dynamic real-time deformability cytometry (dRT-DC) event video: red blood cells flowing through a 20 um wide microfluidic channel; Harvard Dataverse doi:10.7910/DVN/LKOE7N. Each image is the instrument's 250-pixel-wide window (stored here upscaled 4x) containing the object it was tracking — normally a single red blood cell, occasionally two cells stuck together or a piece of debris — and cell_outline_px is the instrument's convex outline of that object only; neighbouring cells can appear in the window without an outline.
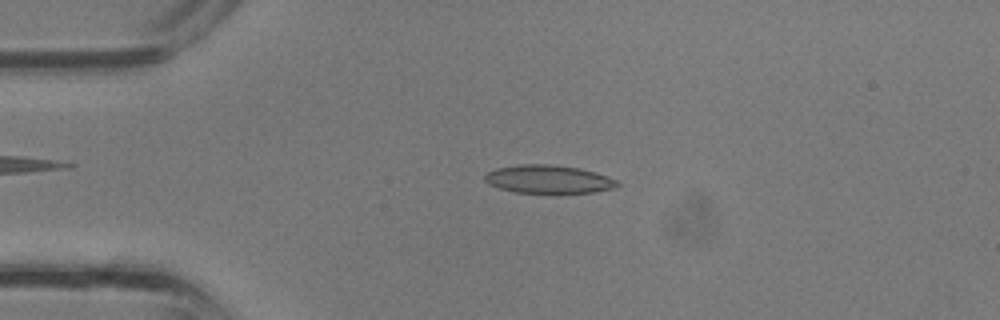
{"species": "common noctule bat (a hibernating species)", "species_latin": "Nyctalus noctula", "temperature_condition": "room temperature", "stored_images_in_passage": 29, "camera_frame_rate_fps": 3000, "um_per_image_px": 0.085, "animal": {"sex": "male", "body_mass_g": 13.3}, "frame": {"image": 1, "passage_image": 2, "time_ms": 0.333, "image_size_px": [1000, 320], "cell_outline_px": [[620, 184], [616, 188], [596, 192], [516, 192], [500, 188], [488, 184], [484, 180], [484, 176], [488, 172], [496, 168], [516, 164], [552, 164], [580, 168], [596, 172], [616, 180]], "centroid_in_image_um": [46.62, 15.22], "position_along_channel_um": 38.4, "area_um2": 21.73}}
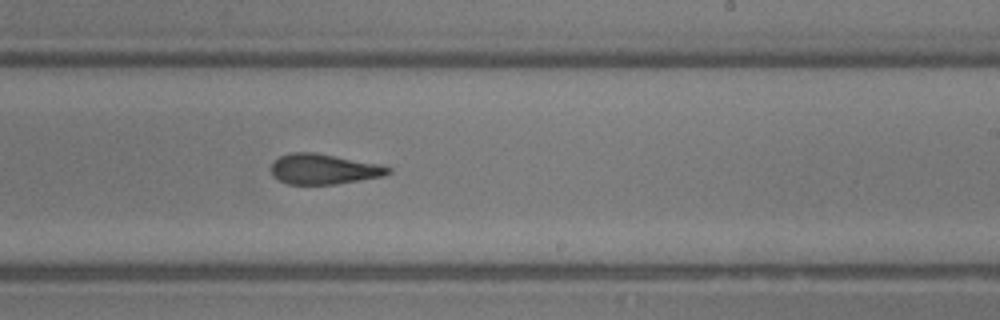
{"frame": {"image": 2, "passage_image": 15, "time_ms": 4.667, "image_size_px": [1000, 320], "cell_outline_px": [[392, 172], [384, 176], [336, 184], [288, 184], [272, 176], [272, 164], [280, 156], [292, 152], [316, 152], [380, 164], [392, 168]], "centroid_in_image_um": [27.55, 14.37], "position_along_channel_um": 261.4, "area_um2": 20.69}}
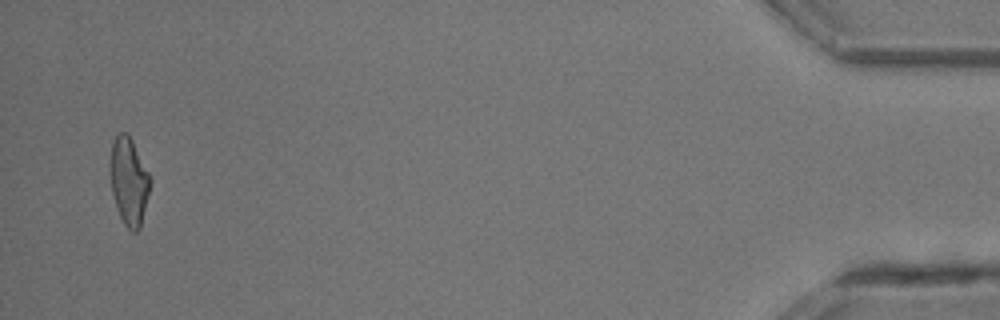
{"frame": {"image": 3, "passage_image": 28, "time_ms": 9.0, "image_size_px": [1000, 320], "cell_outline_px": [[152, 180], [140, 228], [136, 232], [132, 232], [124, 224], [120, 216], [112, 192], [112, 144], [116, 136], [120, 132], [128, 132]], "centroid_in_image_um": [11.0, 15.43], "position_along_channel_um": 424.2, "area_um2": 19.77}}